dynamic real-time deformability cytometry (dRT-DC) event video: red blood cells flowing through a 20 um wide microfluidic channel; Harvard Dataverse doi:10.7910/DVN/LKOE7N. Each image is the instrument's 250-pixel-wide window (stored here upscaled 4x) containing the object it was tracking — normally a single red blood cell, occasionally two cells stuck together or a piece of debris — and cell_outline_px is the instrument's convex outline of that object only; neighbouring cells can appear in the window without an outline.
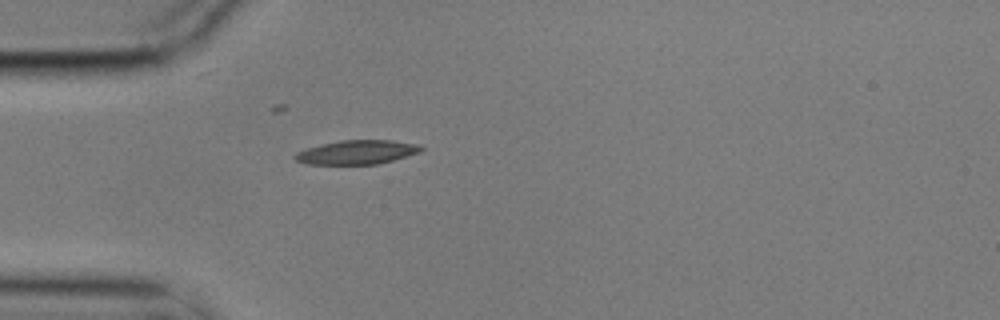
{"species": "common noctule bat (a hibernating species)", "species_latin": "Nyctalus noctula", "temperature_condition": "cold", "stored_images_in_passage": 1, "camera_frame_rate_fps": 3000, "um_per_image_px": 0.085, "animal": {"sex": "male", "body_mass_g": 17.9}, "frame": {"image": 1, "passage_image": 1, "time_ms": 0.0, "image_size_px": [1000, 320], "cell_outline_px": [[424, 148], [420, 152], [392, 160], [376, 164], [308, 164], [296, 160], [292, 156], [296, 152], [308, 148], [340, 140], [392, 140], [420, 144]], "centroid_in_image_um": [30.36, 12.93], "position_along_channel_um": 54.6, "area_um2": 17.51}}